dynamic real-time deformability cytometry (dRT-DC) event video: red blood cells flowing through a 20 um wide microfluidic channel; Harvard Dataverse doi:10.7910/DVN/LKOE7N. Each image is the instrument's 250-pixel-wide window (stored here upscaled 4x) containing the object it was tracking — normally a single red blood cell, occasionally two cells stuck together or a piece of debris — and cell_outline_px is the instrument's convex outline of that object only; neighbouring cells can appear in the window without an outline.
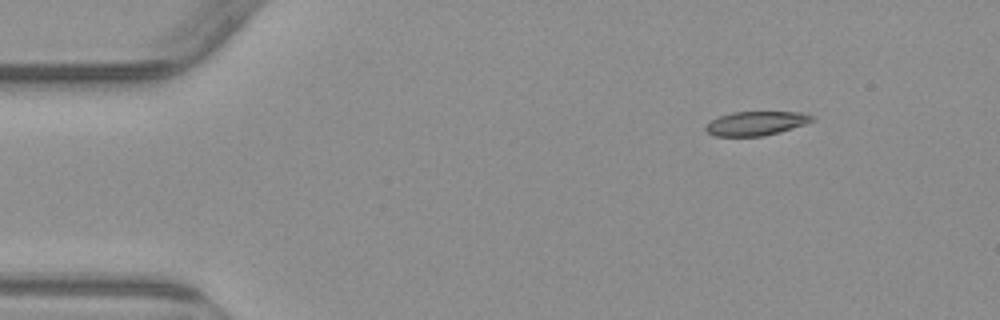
{"species": "common noctule bat (a hibernating species)", "species_latin": "Nyctalus noctula", "temperature_condition": "warm", "stored_images_in_passage": 4, "camera_frame_rate_fps": 3000, "um_per_image_px": 0.085, "animal": {"sex": "male", "body_mass_g": 23.1, "forearm_length_mm": 52.7}, "frame": {"image": 1, "passage_image": 1, "time_ms": 0.0, "image_size_px": [1000, 320], "cell_outline_px": [[816, 120], [780, 132], [764, 136], [716, 136], [708, 132], [704, 128], [704, 124], [720, 116], [732, 112], [800, 112], [812, 116]], "centroid_in_image_um": [64.24, 10.49], "position_along_channel_um": 20.8, "area_um2": 14.85}}
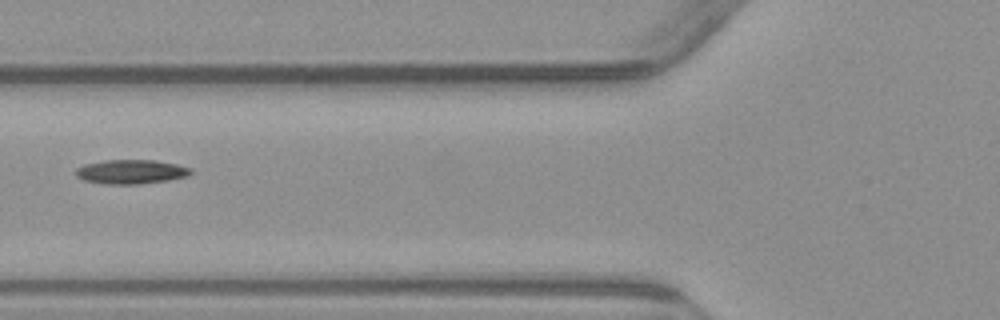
{"frame": {"image": 2, "passage_image": 3, "time_ms": 4.667, "image_size_px": [1000, 320], "cell_outline_px": [[192, 172], [188, 176], [168, 180], [140, 184], [104, 184], [84, 180], [76, 176], [76, 168], [84, 164], [104, 160], [156, 160], [176, 164], [192, 168]], "centroid_in_image_um": [11.14, 14.6], "position_along_channel_um": 114.7, "area_um2": 16.3}}
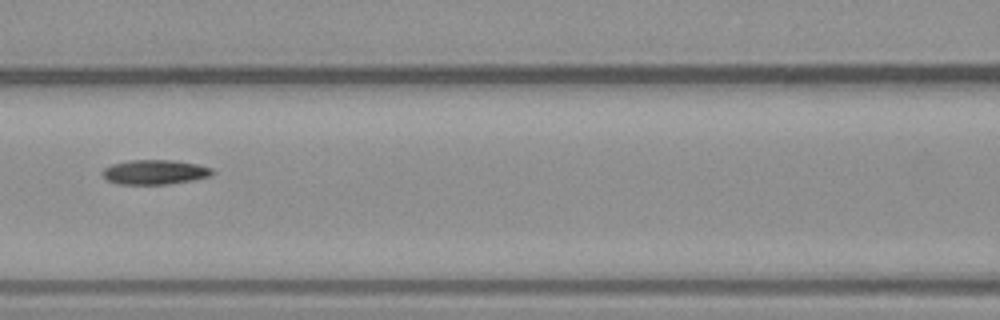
{"frame": {"image": 3, "passage_image": 4, "time_ms": 5.667, "image_size_px": [1000, 320], "cell_outline_px": [[216, 172], [212, 176], [192, 180], [168, 184], [116, 184], [108, 180], [100, 172], [104, 168], [112, 164], [128, 160], [172, 160], [196, 164], [212, 168]], "centroid_in_image_um": [13.16, 14.63], "position_along_channel_um": 153.4, "area_um2": 15.84}}